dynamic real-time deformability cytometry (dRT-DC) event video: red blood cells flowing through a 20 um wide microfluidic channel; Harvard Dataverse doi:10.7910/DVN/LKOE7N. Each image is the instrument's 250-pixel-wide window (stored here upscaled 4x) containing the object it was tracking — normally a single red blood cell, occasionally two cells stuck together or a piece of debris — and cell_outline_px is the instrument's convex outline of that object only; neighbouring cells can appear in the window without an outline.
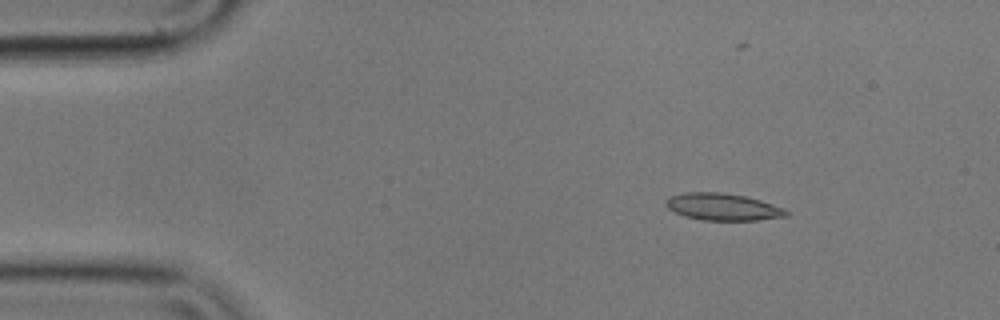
{"species": "common noctule bat (a hibernating species)", "species_latin": "Nyctalus noctula", "temperature_condition": "cold", "stored_images_in_passage": 50, "camera_frame_rate_fps": 3000, "um_per_image_px": 0.085, "animal": {"sex": "male", "body_mass_g": 17.9}, "frame": {"image": 1, "passage_image": 2, "time_ms": 0.333, "image_size_px": [1000, 320], "cell_outline_px": [[792, 212], [788, 216], [756, 220], [704, 220], [684, 216], [668, 208], [664, 204], [664, 200], [668, 196], [684, 192], [720, 192], [744, 196], [760, 200], [784, 208]], "centroid_in_image_um": [61.43, 17.58], "position_along_channel_um": 23.6, "area_um2": 19.07}}
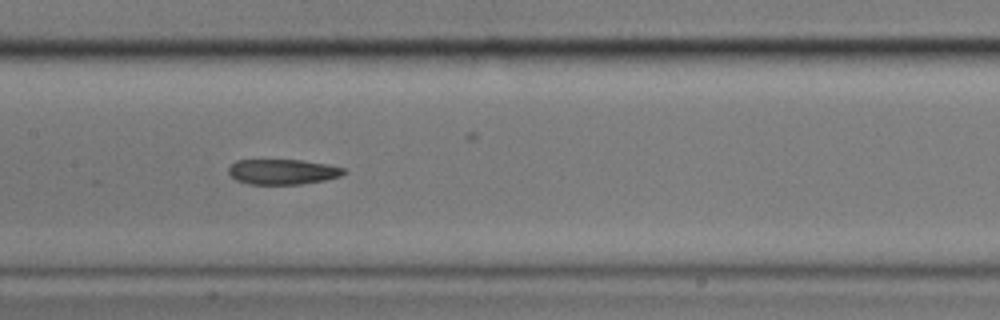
{"frame": {"image": 2, "passage_image": 21, "time_ms": 6.667, "image_size_px": [1000, 320], "cell_outline_px": [[348, 172], [340, 176], [324, 180], [300, 184], [248, 184], [236, 180], [228, 172], [228, 168], [236, 160], [300, 160], [328, 164], [344, 168]], "centroid_in_image_um": [24.03, 14.6], "position_along_channel_um": 183.4, "area_um2": 16.94}}
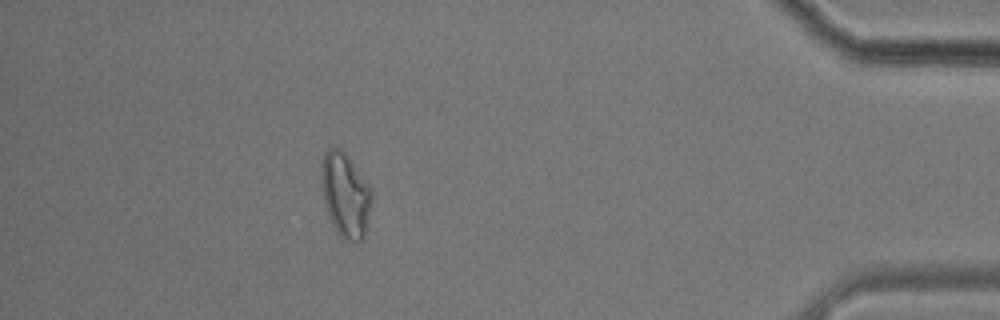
{"frame": {"image": 3, "passage_image": 44, "time_ms": 14.333, "image_size_px": [1000, 320], "cell_outline_px": [[372, 200], [364, 240], [356, 244], [344, 240], [336, 232], [328, 216], [324, 200], [320, 180], [320, 164], [324, 152], [328, 148], [340, 148], [344, 152], [372, 188]], "centroid_in_image_um": [29.35, 16.61], "position_along_channel_um": 405.8, "area_um2": 25.32}}